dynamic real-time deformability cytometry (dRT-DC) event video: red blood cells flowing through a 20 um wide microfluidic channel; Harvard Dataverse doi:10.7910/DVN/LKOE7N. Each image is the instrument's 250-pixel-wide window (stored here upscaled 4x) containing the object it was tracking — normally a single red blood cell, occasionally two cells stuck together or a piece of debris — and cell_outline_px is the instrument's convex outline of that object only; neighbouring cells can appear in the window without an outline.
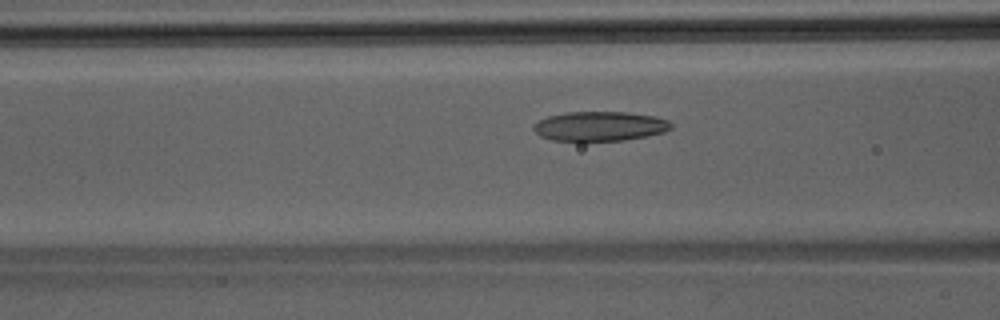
{"species": "Egyptian fruit bat (a non-hibernating species)", "species_latin": "Rousettus aegyptiacus", "temperature_condition": "room temperature", "stored_images_in_passage": 29, "camera_frame_rate_fps": 3000, "um_per_image_px": 0.085, "animal": {"sex": "male"}, "frame": {"image": 1, "passage_image": 6, "time_ms": 1.667, "image_size_px": [1000, 320], "cell_outline_px": [[672, 128], [664, 132], [648, 136], [624, 140], [552, 140], [540, 136], [532, 128], [540, 120], [548, 116], [564, 112], [628, 112], [656, 116], [668, 120], [672, 124]], "centroid_in_image_um": [51.02, 10.72], "position_along_channel_um": 115.6, "area_um2": 23.58}}
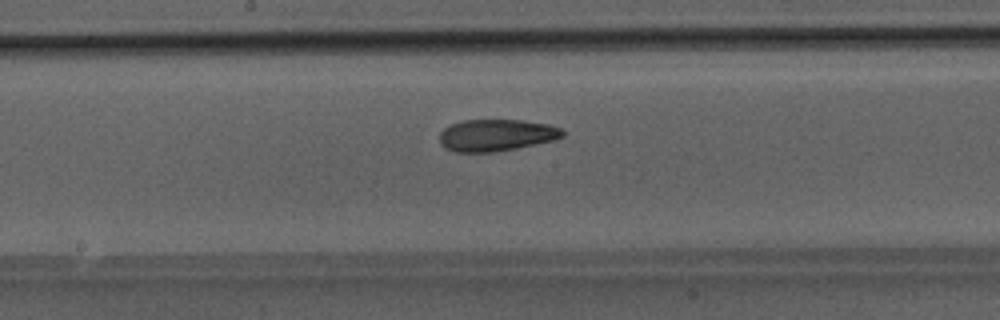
{"frame": {"image": 2, "passage_image": 12, "time_ms": 3.667, "image_size_px": [1000, 320], "cell_outline_px": [[564, 136], [556, 140], [496, 152], [456, 152], [444, 148], [440, 144], [440, 132], [444, 128], [452, 124], [464, 120], [524, 120], [548, 124], [560, 128], [564, 132]], "centroid_in_image_um": [42.19, 11.49], "position_along_channel_um": 206.0, "area_um2": 22.95}}
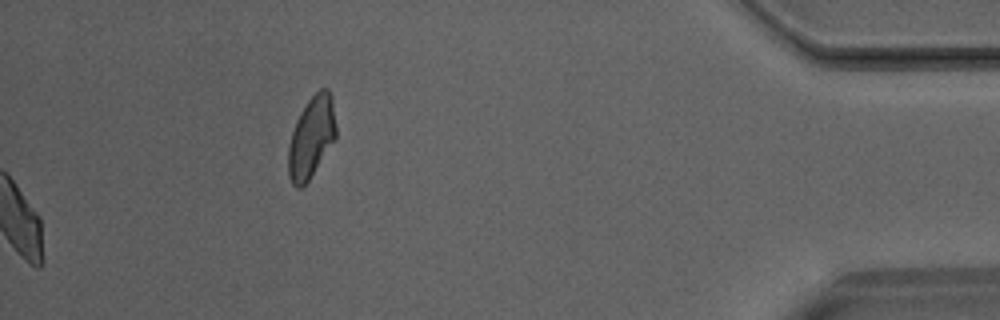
{"frame": {"image": 3, "passage_image": 29, "time_ms": 9.333, "image_size_px": [1000, 320], "cell_outline_px": [[336, 140], [308, 180], [300, 188], [296, 188], [292, 184], [288, 176], [288, 148], [292, 132], [296, 120], [300, 112], [308, 100], [320, 88], [328, 88], [332, 96], [336, 124]], "centroid_in_image_um": [26.48, 11.65], "position_along_channel_um": 408.7, "area_um2": 22.77}}